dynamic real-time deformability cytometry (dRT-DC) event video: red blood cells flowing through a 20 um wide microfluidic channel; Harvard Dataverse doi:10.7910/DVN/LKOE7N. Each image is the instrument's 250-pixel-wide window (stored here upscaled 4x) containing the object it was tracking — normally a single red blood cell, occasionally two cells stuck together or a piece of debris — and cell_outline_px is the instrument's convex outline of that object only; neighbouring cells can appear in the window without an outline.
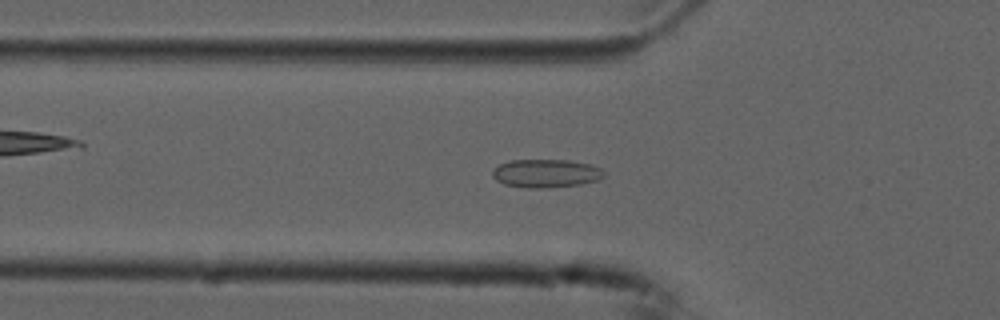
{"species": "common noctule bat (a hibernating species)", "species_latin": "Nyctalus noctula", "temperature_condition": "cold", "stored_images_in_passage": 53, "camera_frame_rate_fps": 3000, "um_per_image_px": 0.085, "animal": {"sex": "male", "forearm_length_mm": 52.5}, "frame": {"image": 1, "passage_image": 17, "time_ms": 5.333, "image_size_px": [1000, 320], "cell_outline_px": [[604, 176], [600, 180], [580, 184], [544, 188], [528, 188], [504, 184], [496, 180], [492, 176], [492, 168], [508, 160], [568, 160], [588, 164], [600, 168], [604, 172]], "centroid_in_image_um": [46.37, 14.73], "position_along_channel_um": 79.4, "area_um2": 18.44}}
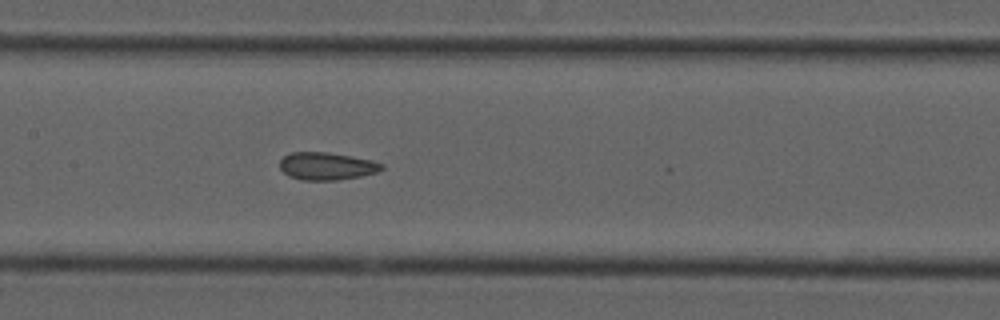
{"frame": {"image": 2, "passage_image": 25, "time_ms": 8.0, "image_size_px": [1000, 320], "cell_outline_px": [[384, 168], [376, 172], [360, 176], [336, 180], [300, 180], [288, 176], [280, 168], [280, 160], [284, 156], [292, 152], [324, 152], [372, 160], [384, 164]], "centroid_in_image_um": [27.75, 14.13], "position_along_channel_um": 179.7, "area_um2": 16.24}}
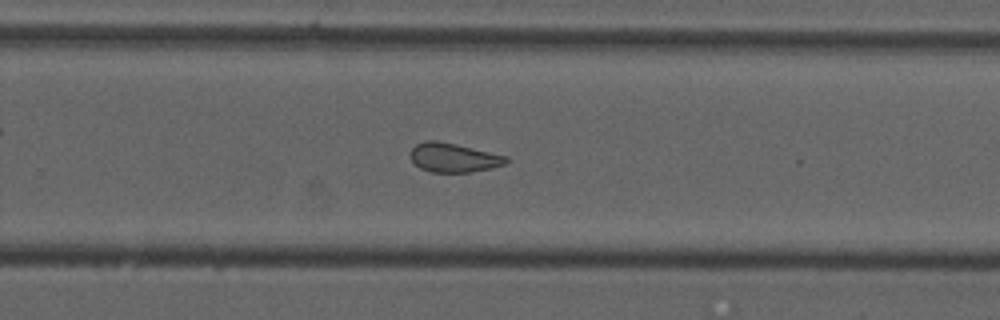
{"frame": {"image": 3, "passage_image": 34, "time_ms": 11.0, "image_size_px": [1000, 320], "cell_outline_px": [[508, 160], [504, 164], [472, 172], [432, 172], [420, 168], [412, 160], [412, 148], [416, 144], [428, 140], [436, 140], [456, 144], [508, 156]], "centroid_in_image_um": [38.56, 13.39], "position_along_channel_um": 291.2, "area_um2": 15.95}, "authors_computed_cell_mechanics": {"area_um2": 18.9006, "velocity_mm_per_s": 3.736, "shape_relaxation_time_tau1_ms": null, "shape_relaxation_time_tau2_ms": 1.3604, "deformation_change_tau1": null, "deformation_change_tau2": 0.076}}